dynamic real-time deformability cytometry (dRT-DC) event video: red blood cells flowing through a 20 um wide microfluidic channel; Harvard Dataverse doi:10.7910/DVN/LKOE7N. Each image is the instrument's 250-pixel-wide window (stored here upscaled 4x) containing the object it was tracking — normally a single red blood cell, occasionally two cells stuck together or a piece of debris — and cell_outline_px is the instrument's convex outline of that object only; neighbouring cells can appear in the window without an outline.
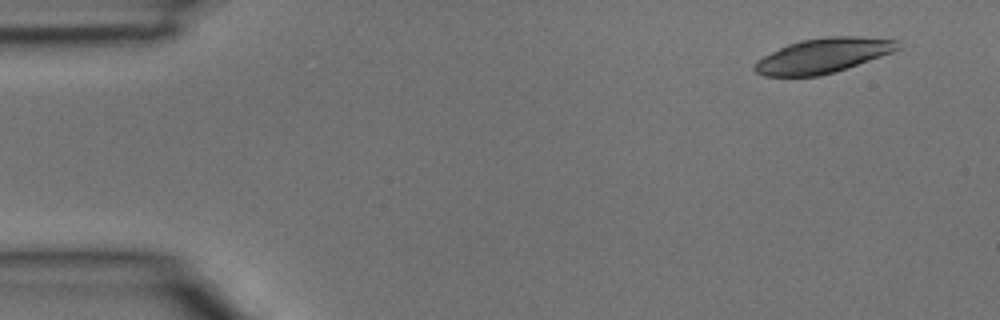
{"species": "common noctule bat (a hibernating species)", "species_latin": "Nyctalus noctula", "temperature_condition": "room temperature", "stored_images_in_passage": 3, "camera_frame_rate_fps": 3000, "um_per_image_px": 0.085, "animal": {"sex": "male", "body_mass_g": 15.6}, "frame": {"image": 1, "passage_image": 1, "time_ms": 0.0, "image_size_px": [1000, 320], "cell_outline_px": [[900, 48], [892, 52], [820, 76], [764, 76], [756, 72], [752, 68], [756, 60], [788, 44], [800, 40], [828, 36], [860, 36], [900, 40]], "centroid_in_image_um": [69.94, 4.71], "position_along_channel_um": 15.1, "area_um2": 28.73}}
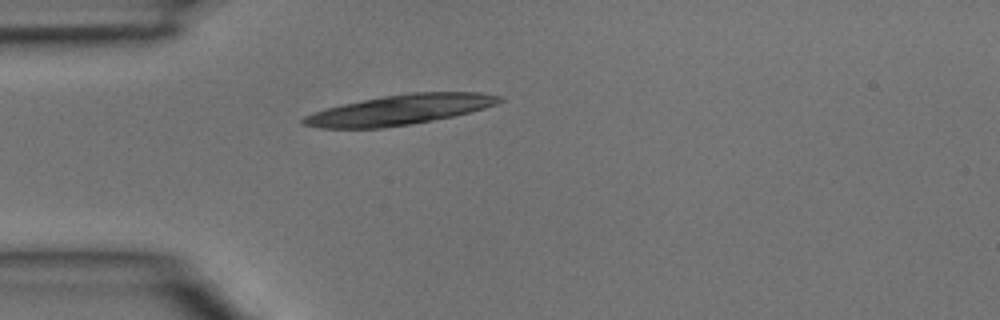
{"frame": {"image": 2, "passage_image": 3, "time_ms": 0.667, "image_size_px": [1000, 320], "cell_outline_px": [[504, 100], [496, 104], [484, 108], [452, 116], [412, 124], [384, 128], [320, 128], [300, 124], [300, 120], [304, 116], [312, 112], [344, 104], [384, 96], [408, 92], [480, 92], [504, 96]], "centroid_in_image_um": [33.98, 9.33], "position_along_channel_um": 51.0, "area_um2": 34.22}}